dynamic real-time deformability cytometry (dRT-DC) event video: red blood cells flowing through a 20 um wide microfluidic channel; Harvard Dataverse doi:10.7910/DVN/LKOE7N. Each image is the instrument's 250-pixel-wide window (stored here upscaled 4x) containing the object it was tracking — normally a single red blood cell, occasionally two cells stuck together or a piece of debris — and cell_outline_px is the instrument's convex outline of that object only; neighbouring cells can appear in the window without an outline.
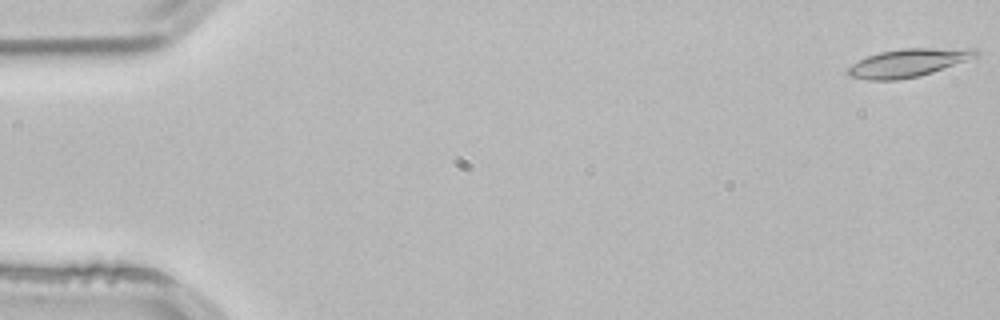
{"species": "common noctule bat (a hibernating species)", "species_latin": "Nyctalus noctula", "temperature_condition": "room temperature", "stored_images_in_passage": 53, "camera_frame_rate_fps": 3000, "um_per_image_px": 0.085, "animal": {"sex": "male", "body_mass_g": 21.5, "forearm_length_mm": 52.0}, "frame": {"image": 1, "passage_image": 1, "time_ms": 0.0, "image_size_px": [1000, 320], "cell_outline_px": [[980, 56], [920, 76], [896, 80], [868, 80], [848, 76], [844, 72], [852, 64], [868, 56], [880, 52], [900, 48], [976, 48], [980, 52]], "centroid_in_image_um": [77.22, 5.33], "position_along_channel_um": 7.8, "area_um2": 21.15}}
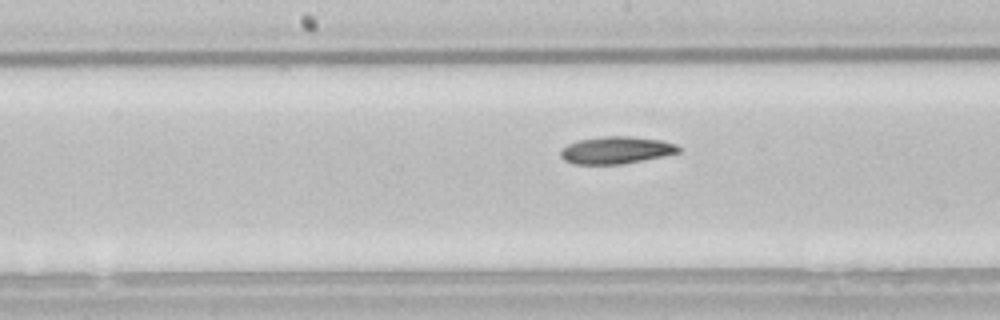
{"frame": {"image": 2, "passage_image": 27, "time_ms": 8.667, "image_size_px": [1000, 320], "cell_outline_px": [[680, 152], [664, 156], [624, 164], [572, 164], [564, 160], [560, 156], [560, 152], [568, 144], [576, 140], [604, 136], [628, 136], [660, 140], [676, 144], [680, 148]], "centroid_in_image_um": [52.36, 12.77], "position_along_channel_um": 195.8, "area_um2": 18.79}}
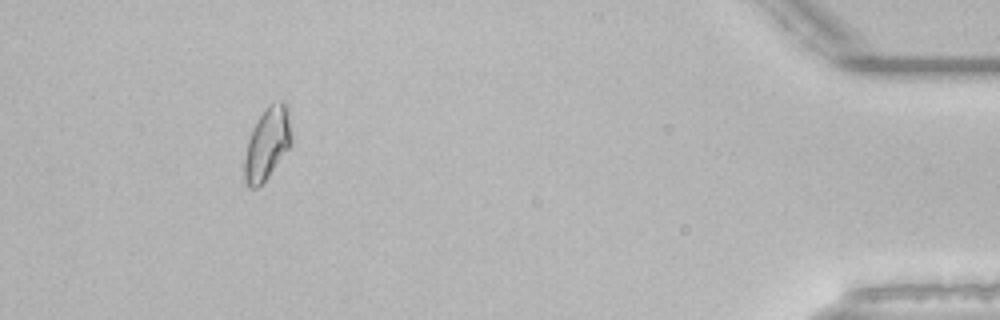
{"frame": {"image": 3, "passage_image": 49, "time_ms": 16.0, "image_size_px": [1000, 320], "cell_outline_px": [[292, 144], [268, 176], [256, 188], [248, 188], [244, 180], [244, 160], [248, 140], [252, 128], [264, 108], [268, 104], [280, 100], [284, 100], [288, 104], [292, 140]], "centroid_in_image_um": [22.72, 12.15], "position_along_channel_um": 412.5, "area_um2": 20.0}, "authors_computed_cell_mechanics": {"area_um2": 19.0162, "velocity_mm_per_s": 3.8378, "shape_relaxation_time_tau1_ms": null, "shape_relaxation_time_tau2_ms": 8.5978, "deformation_change_tau1": null, "deformation_change_tau2": 0.1573}}